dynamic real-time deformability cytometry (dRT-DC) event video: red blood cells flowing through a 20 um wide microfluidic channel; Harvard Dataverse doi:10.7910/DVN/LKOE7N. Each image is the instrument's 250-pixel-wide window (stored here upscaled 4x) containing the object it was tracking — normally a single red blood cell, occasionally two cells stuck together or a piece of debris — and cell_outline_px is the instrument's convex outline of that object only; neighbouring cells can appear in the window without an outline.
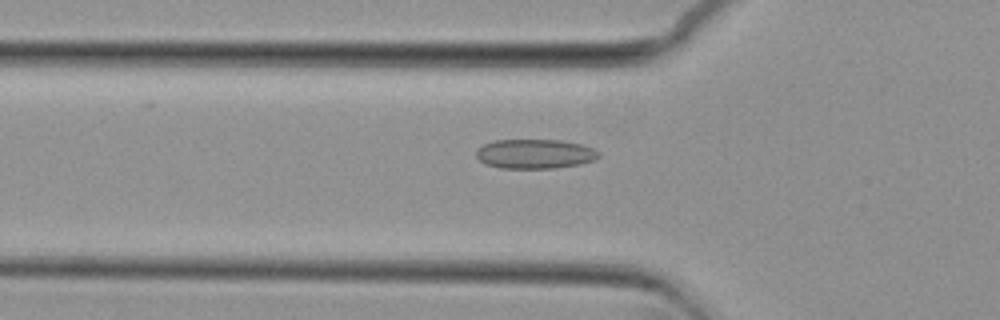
{"species": "common noctule bat (a hibernating species)", "species_latin": "Nyctalus noctula", "temperature_condition": "cold", "stored_images_in_passage": 39, "camera_frame_rate_fps": 3000, "um_per_image_px": 0.085, "animal": {"sex": "female", "body_mass_g": 29.2, "forearm_length_mm": 56.3}, "frame": {"image": 1, "passage_image": 3, "time_ms": 0.667, "image_size_px": [1000, 320], "cell_outline_px": [[600, 156], [596, 160], [580, 164], [552, 168], [500, 168], [488, 164], [480, 160], [476, 156], [476, 152], [484, 144], [496, 140], [560, 140], [580, 144], [592, 148], [600, 152]], "centroid_in_image_um": [45.51, 13.08], "position_along_channel_um": 80.3, "area_um2": 20.87}}
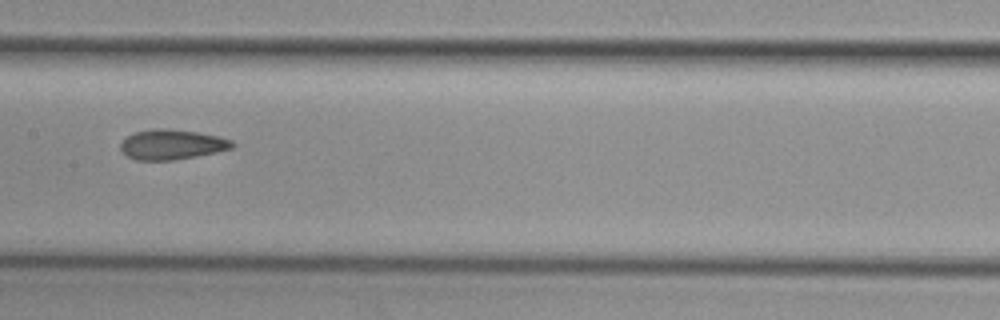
{"frame": {"image": 2, "passage_image": 12, "time_ms": 3.667, "image_size_px": [1000, 320], "cell_outline_px": [[236, 144], [232, 148], [216, 152], [196, 156], [172, 160], [136, 160], [128, 156], [120, 148], [120, 144], [128, 136], [136, 132], [156, 128], [168, 128], [196, 132], [216, 136], [232, 140]], "centroid_in_image_um": [14.62, 12.28], "position_along_channel_um": 192.8, "area_um2": 19.31}}
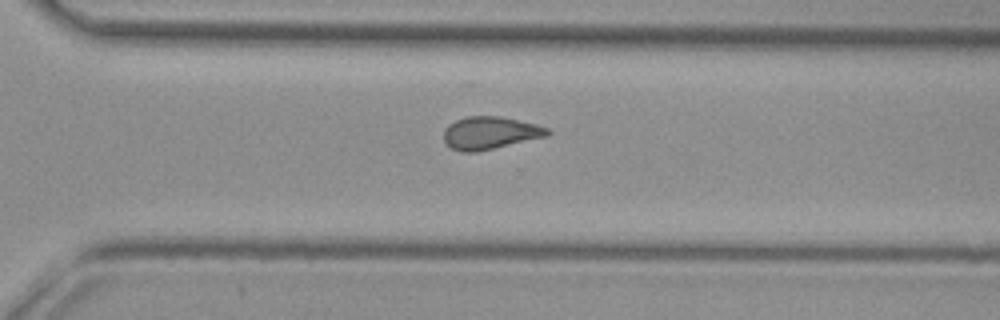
{"frame": {"image": 3, "passage_image": 23, "time_ms": 7.333, "image_size_px": [1000, 320], "cell_outline_px": [[552, 132], [548, 136], [476, 152], [464, 152], [452, 148], [444, 140], [444, 128], [448, 124], [456, 120], [468, 116], [500, 116], [536, 124], [548, 128]], "centroid_in_image_um": [41.67, 11.29], "position_along_channel_um": 328.9, "area_um2": 19.65}, "authors_computed_cell_mechanics": {"area_um2": 19.5364, "velocity_mm_per_s": 3.7242, "shape_relaxation_time_tau1_ms": null, "shape_relaxation_time_tau2_ms": 2.4505, "deformation_change_tau1": null, "deformation_change_tau2": 0.0793}}